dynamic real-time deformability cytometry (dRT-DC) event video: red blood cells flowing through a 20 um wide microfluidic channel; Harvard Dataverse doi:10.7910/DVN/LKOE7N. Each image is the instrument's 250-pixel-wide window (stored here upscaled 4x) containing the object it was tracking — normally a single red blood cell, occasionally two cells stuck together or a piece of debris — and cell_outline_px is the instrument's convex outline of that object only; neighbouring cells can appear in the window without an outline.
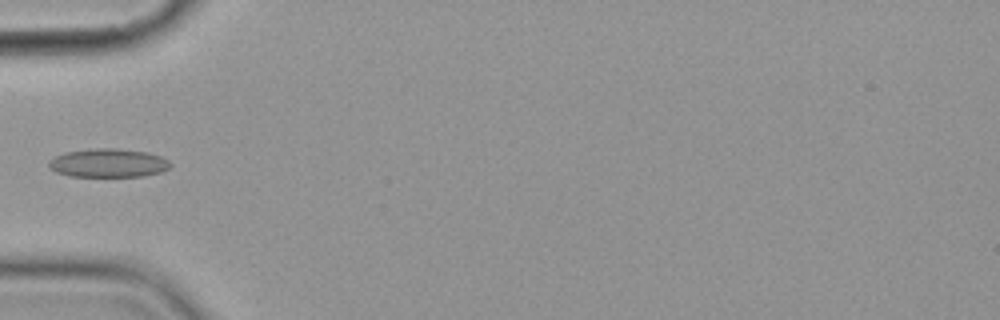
{"species": "common noctule bat (a hibernating species)", "species_latin": "Nyctalus noctula", "temperature_condition": "cold", "stored_images_in_passage": 6, "camera_frame_rate_fps": 3000, "um_per_image_px": 0.085, "animal": {"sex": "female", "body_mass_g": 19.9}, "frame": {"image": 1, "passage_image": 6, "time_ms": 5.667, "image_size_px": [1000, 320], "cell_outline_px": [[172, 164], [168, 168], [160, 172], [144, 176], [68, 176], [56, 172], [48, 164], [56, 156], [64, 152], [96, 148], [116, 148], [144, 152], [160, 156], [168, 160]], "centroid_in_image_um": [9.21, 13.85], "position_along_channel_um": 75.8, "area_um2": 20.0}}